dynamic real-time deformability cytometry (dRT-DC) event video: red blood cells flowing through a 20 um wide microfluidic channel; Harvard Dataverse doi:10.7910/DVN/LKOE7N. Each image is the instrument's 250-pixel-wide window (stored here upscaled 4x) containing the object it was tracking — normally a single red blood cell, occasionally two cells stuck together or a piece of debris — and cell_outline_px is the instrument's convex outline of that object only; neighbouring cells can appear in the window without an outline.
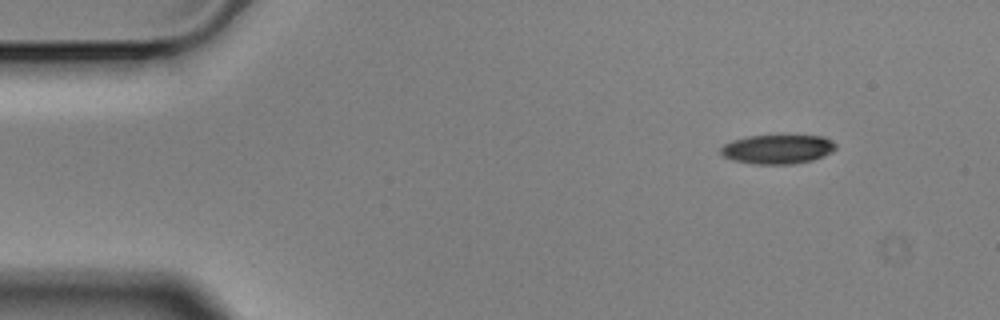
{"species": "Egyptian fruit bat (a non-hibernating species)", "species_latin": "Rousettus aegyptiacus", "temperature_condition": "cold", "stored_images_in_passage": 10, "camera_frame_rate_fps": 3000, "um_per_image_px": 0.085, "animal": {"sex": "male"}, "frame": {"image": 1, "passage_image": 1, "time_ms": 0.0, "image_size_px": [1000, 320], "cell_outline_px": [[836, 148], [832, 152], [812, 160], [792, 164], [752, 164], [732, 160], [724, 156], [720, 152], [720, 148], [724, 144], [732, 140], [748, 136], [824, 136], [832, 140], [836, 144]], "centroid_in_image_um": [66.08, 12.68], "position_along_channel_um": 18.9, "area_um2": 19.54}}
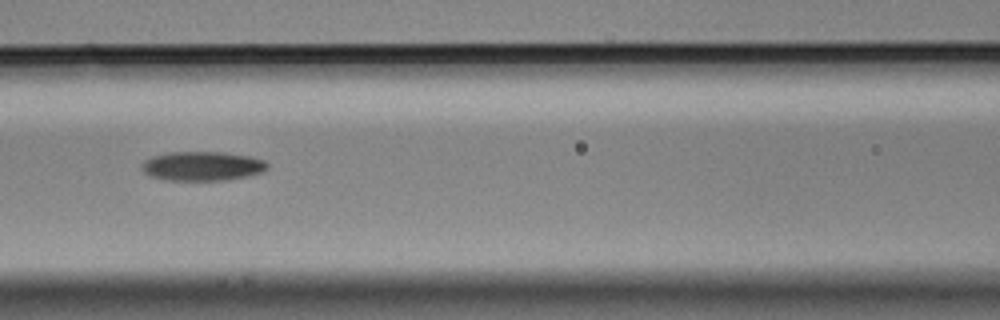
{"frame": {"image": 2, "passage_image": 6, "time_ms": 1.667, "image_size_px": [1000, 320], "cell_outline_px": [[268, 168], [264, 172], [248, 176], [228, 180], [164, 180], [148, 176], [140, 168], [140, 164], [144, 160], [152, 156], [168, 152], [224, 152], [248, 156], [264, 160], [268, 164]], "centroid_in_image_um": [17.17, 14.12], "position_along_channel_um": 149.4, "area_um2": 21.73}}
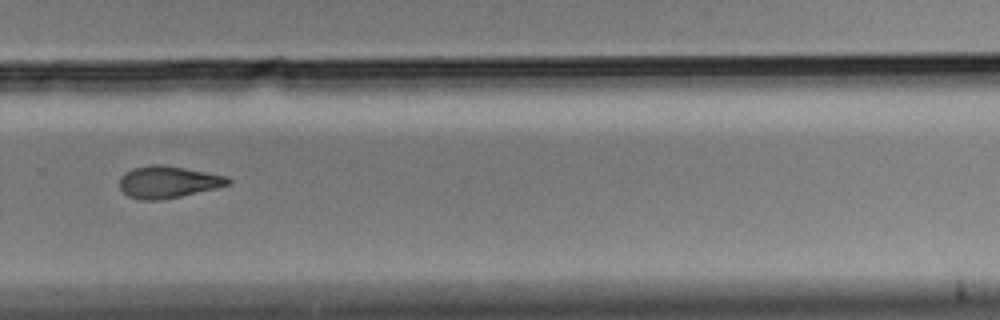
{"frame": {"image": 3, "passage_image": 10, "time_ms": 3.0, "image_size_px": [1000, 320], "cell_outline_px": [[232, 180], [228, 184], [216, 188], [180, 196], [160, 200], [140, 200], [128, 196], [120, 188], [120, 176], [124, 172], [132, 168], [148, 164], [160, 164], [184, 168], [228, 176]], "centroid_in_image_um": [14.25, 15.46], "position_along_channel_um": 315.6, "area_um2": 20.23}}